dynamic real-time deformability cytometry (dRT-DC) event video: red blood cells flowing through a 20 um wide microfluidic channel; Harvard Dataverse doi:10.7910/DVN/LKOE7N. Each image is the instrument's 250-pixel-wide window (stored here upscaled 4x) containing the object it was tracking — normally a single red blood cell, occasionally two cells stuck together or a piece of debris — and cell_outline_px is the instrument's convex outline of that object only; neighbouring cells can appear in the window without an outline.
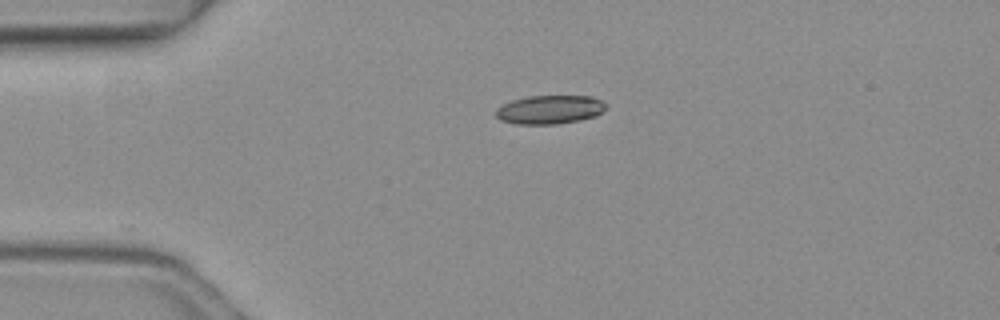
{"species": "common noctule bat (a hibernating species)", "species_latin": "Nyctalus noctula", "temperature_condition": "warm", "stored_images_in_passage": 2, "camera_frame_rate_fps": 3000, "um_per_image_px": 0.085, "animal": {"sex": "female", "body_mass_g": 19.3, "forearm_length_mm": 54.1}, "frame": {"image": 1, "passage_image": 1, "time_ms": 0.0, "image_size_px": [1000, 320], "cell_outline_px": [[608, 104], [596, 116], [580, 120], [556, 124], [516, 124], [500, 120], [496, 116], [496, 108], [512, 100], [528, 96], [592, 96]], "centroid_in_image_um": [46.72, 9.31], "position_along_channel_um": 38.3, "area_um2": 18.38}}